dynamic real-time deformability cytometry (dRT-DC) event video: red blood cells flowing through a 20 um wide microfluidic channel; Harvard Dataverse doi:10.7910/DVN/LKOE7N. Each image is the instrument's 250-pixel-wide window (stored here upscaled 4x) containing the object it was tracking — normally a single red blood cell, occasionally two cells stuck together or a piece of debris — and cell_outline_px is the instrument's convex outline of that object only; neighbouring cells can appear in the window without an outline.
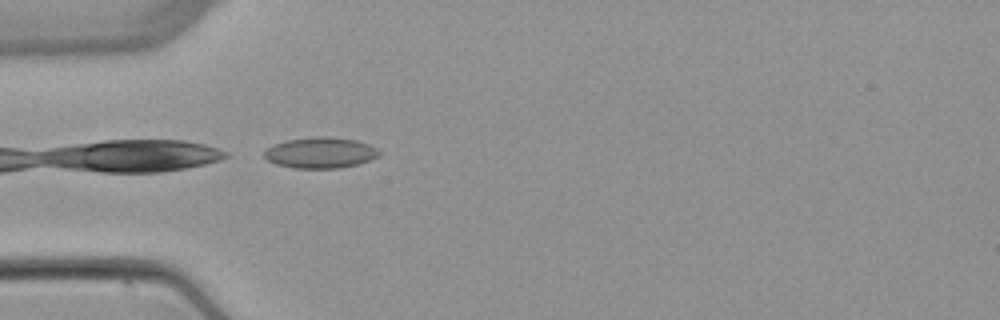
{"species": "common noctule bat (a hibernating species)", "species_latin": "Nyctalus noctula", "temperature_condition": "warm", "stored_images_in_passage": 4, "camera_frame_rate_fps": 3000, "um_per_image_px": 0.085, "animal": {"sex": "female", "body_mass_g": 22.7, "forearm_length_mm": 54.2}, "frame": {"image": 1, "passage_image": 4, "time_ms": 4.333, "image_size_px": [1000, 320], "cell_outline_px": [[380, 156], [356, 164], [340, 168], [292, 168], [276, 164], [268, 160], [264, 156], [264, 152], [268, 148], [276, 144], [288, 140], [316, 136], [328, 136], [356, 140], [368, 144], [376, 148], [380, 152]], "centroid_in_image_um": [27.25, 12.98], "position_along_channel_um": 57.8, "area_um2": 20.52}}